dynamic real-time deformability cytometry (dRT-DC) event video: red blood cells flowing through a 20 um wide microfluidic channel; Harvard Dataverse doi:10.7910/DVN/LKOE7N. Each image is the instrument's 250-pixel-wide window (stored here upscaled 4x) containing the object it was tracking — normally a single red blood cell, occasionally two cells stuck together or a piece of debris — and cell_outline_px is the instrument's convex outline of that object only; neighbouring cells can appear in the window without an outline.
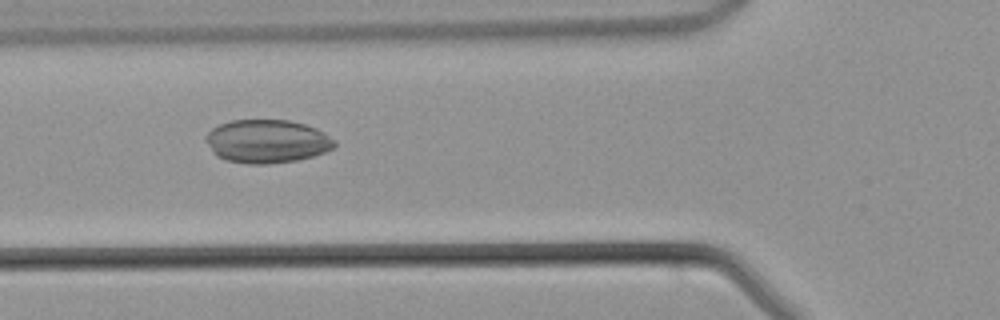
{"species": "common noctule bat (a hibernating species)", "species_latin": "Nyctalus noctula", "temperature_condition": "warm", "stored_images_in_passage": 42, "camera_frame_rate_fps": 3000, "um_per_image_px": 0.085, "animal": {"sex": "male", "body_mass_g": 21.5, "forearm_length_mm": 52.0}, "frame": {"image": 1, "passage_image": 13, "time_ms": 4.0, "image_size_px": [1000, 320], "cell_outline_px": [[336, 144], [332, 148], [324, 152], [312, 156], [296, 160], [268, 164], [248, 164], [228, 160], [216, 156], [212, 152], [204, 140], [204, 136], [212, 128], [220, 124], [232, 120], [288, 120], [304, 124], [316, 128], [324, 132], [336, 140]], "centroid_in_image_um": [22.67, 12.01], "position_along_channel_um": 103.1, "area_um2": 32.6}}
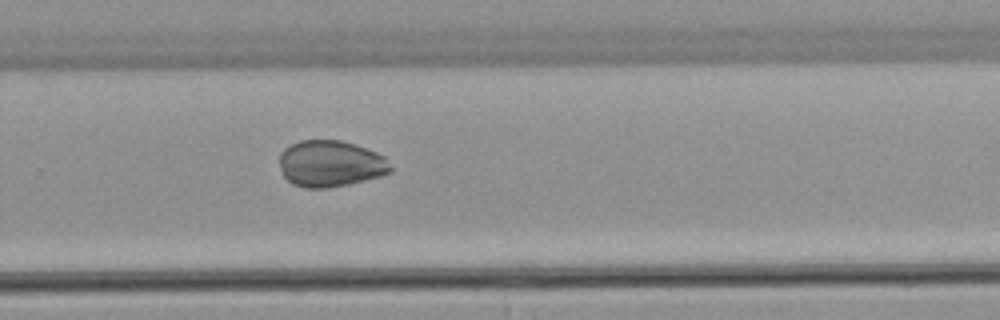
{"frame": {"image": 2, "passage_image": 26, "time_ms": 8.333, "image_size_px": [1000, 320], "cell_outline_px": [[392, 172], [380, 176], [348, 184], [328, 188], [304, 188], [292, 184], [284, 176], [280, 164], [280, 152], [284, 148], [300, 140], [340, 140], [356, 144], [376, 152], [384, 156], [392, 168]], "centroid_in_image_um": [28.09, 13.91], "position_along_channel_um": 301.7, "area_um2": 30.11}}
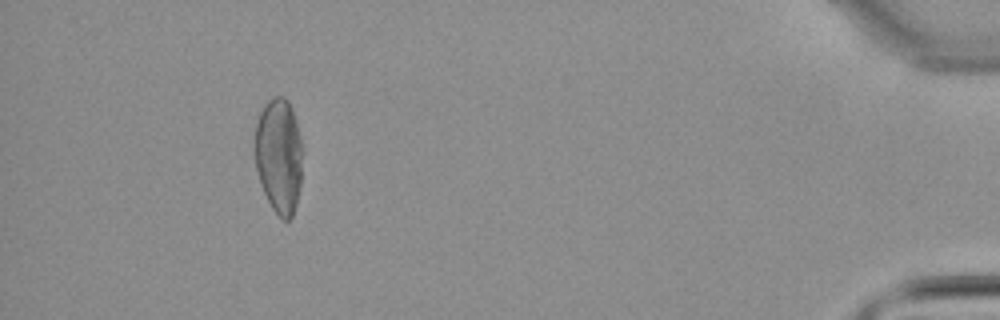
{"frame": {"image": 3, "passage_image": 38, "time_ms": 12.333, "image_size_px": [1000, 320], "cell_outline_px": [[300, 184], [296, 204], [292, 216], [288, 220], [284, 220], [272, 208], [264, 192], [256, 168], [252, 152], [252, 148], [256, 124], [260, 112], [264, 104], [268, 100], [276, 96], [284, 96], [288, 100], [292, 108], [300, 136]], "centroid_in_image_um": [23.65, 13.19], "position_along_channel_um": 411.5, "area_um2": 31.96}}